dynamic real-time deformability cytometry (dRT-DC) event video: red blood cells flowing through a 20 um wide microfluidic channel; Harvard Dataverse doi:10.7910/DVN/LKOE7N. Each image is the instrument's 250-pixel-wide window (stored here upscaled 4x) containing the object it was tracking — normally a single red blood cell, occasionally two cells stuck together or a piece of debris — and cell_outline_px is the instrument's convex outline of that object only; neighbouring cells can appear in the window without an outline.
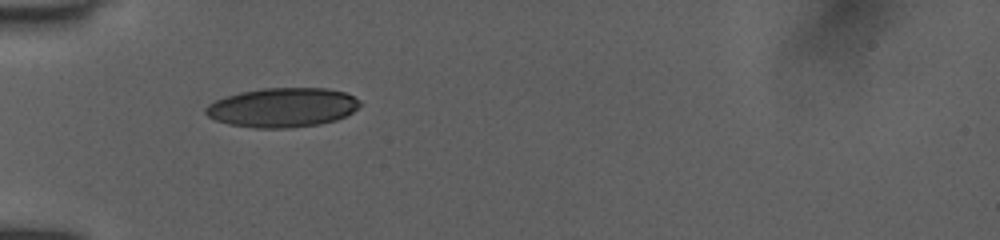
{"species": "human", "species_latin": "Homo sapiens", "temperature_condition": "room temperature", "stored_images_in_passage": 24, "camera_frame_rate_fps": 3000, "um_per_image_px": 0.085, "donor": {"sex": "female"}, "frame": {"image": 1, "passage_image": 1, "time_ms": 0.0, "image_size_px": [1000, 240], "cell_outline_px": [[360, 104], [352, 112], [336, 120], [320, 124], [288, 128], [256, 128], [228, 124], [216, 120], [208, 116], [204, 112], [204, 108], [208, 104], [224, 96], [240, 92], [264, 88], [328, 88], [344, 92], [360, 100]], "centroid_in_image_um": [23.98, 9.13], "position_along_channel_um": 61.0, "area_um2": 35.37}}
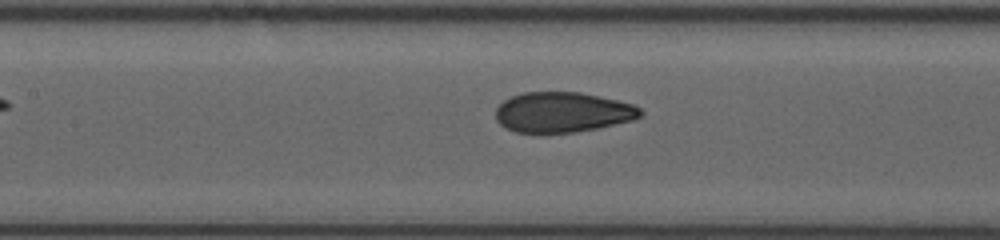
{"frame": {"image": 2, "passage_image": 10, "time_ms": 2.667, "image_size_px": [1000, 240], "cell_outline_px": [[644, 112], [640, 116], [632, 120], [596, 128], [576, 132], [516, 132], [500, 124], [496, 120], [496, 108], [504, 100], [512, 96], [524, 92], [580, 92], [616, 100], [632, 104], [640, 108]], "centroid_in_image_um": [47.81, 9.53], "position_along_channel_um": 159.6, "area_um2": 33.58}}
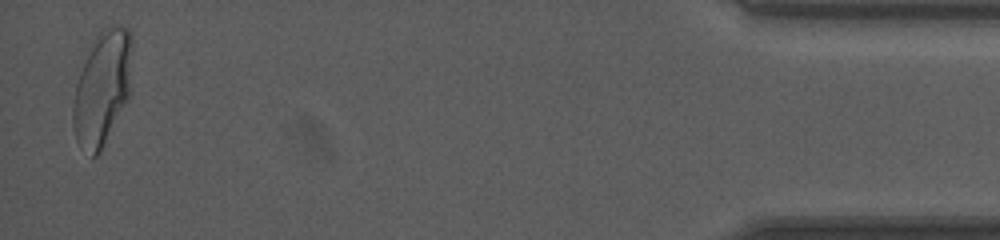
{"frame": {"image": 3, "passage_image": 24, "time_ms": 11.333, "image_size_px": [1000, 240], "cell_outline_px": [[132, 48], [128, 96], [100, 152], [96, 156], [92, 156], [76, 140], [72, 124], [72, 108], [76, 84], [80, 72], [92, 40], [96, 32], [104, 28], [128, 28], [132, 36]], "centroid_in_image_um": [8.66, 7.45], "position_along_channel_um": 426.5, "area_um2": 38.61}, "authors_computed_cell_mechanics": {"area_um2": 35.0557, "velocity_mm_per_s": 3.9773, "shape_relaxation_time_tau1_ms": 5.3683, "shape_relaxation_time_tau2_ms": null, "deformation_change_tau1": 0.1947, "deformation_change_tau2": null}}